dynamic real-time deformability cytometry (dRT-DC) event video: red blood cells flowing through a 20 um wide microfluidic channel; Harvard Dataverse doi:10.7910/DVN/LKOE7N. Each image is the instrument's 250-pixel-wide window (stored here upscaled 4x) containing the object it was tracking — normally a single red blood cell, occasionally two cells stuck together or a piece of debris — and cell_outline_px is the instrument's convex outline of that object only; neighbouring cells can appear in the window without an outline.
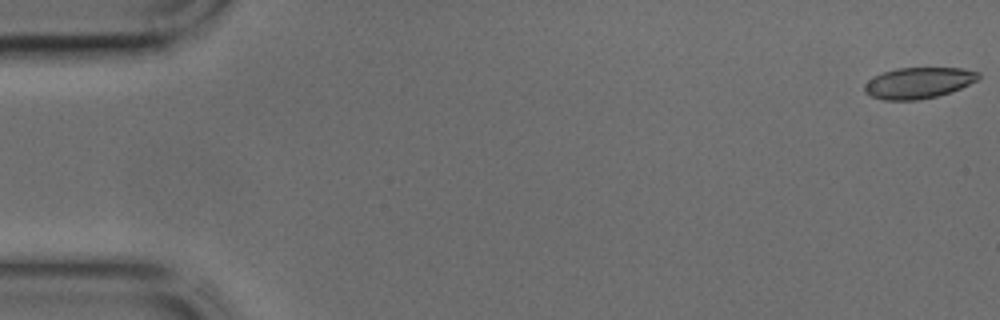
{"species": "common noctule bat (a hibernating species)", "species_latin": "Nyctalus noctula", "temperature_condition": "cold", "stored_images_in_passage": 44, "camera_frame_rate_fps": 3000, "um_per_image_px": 0.085, "animal": {"sex": "male", "body_mass_g": 17.9, "forearm_length_mm": 54.2}, "frame": {"image": 1, "passage_image": 1, "time_ms": 0.0, "image_size_px": [1000, 320], "cell_outline_px": [[980, 76], [976, 80], [960, 88], [936, 96], [916, 100], [884, 100], [872, 96], [864, 92], [864, 84], [868, 80], [884, 72], [896, 68], [960, 68], [980, 72]], "centroid_in_image_um": [78.04, 7.04], "position_along_channel_um": 7.0, "area_um2": 20.35}}
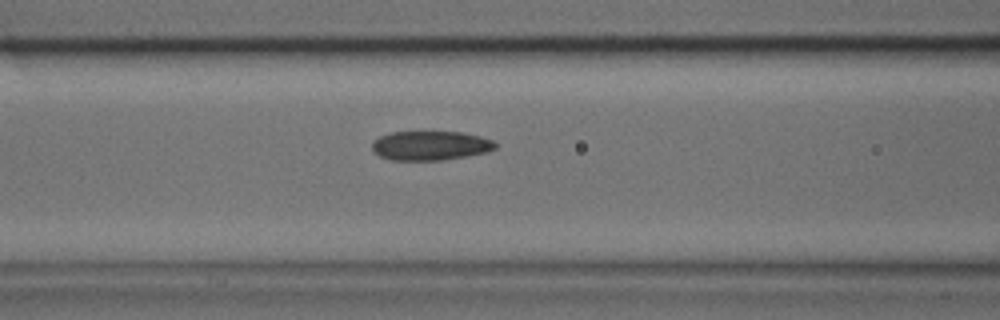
{"frame": {"image": 2, "passage_image": 18, "time_ms": 5.667, "image_size_px": [1000, 320], "cell_outline_px": [[496, 148], [488, 152], [468, 156], [444, 160], [388, 160], [372, 152], [372, 140], [380, 136], [392, 132], [460, 132], [480, 136], [492, 140], [496, 144]], "centroid_in_image_um": [36.56, 12.38], "position_along_channel_um": 130.0, "area_um2": 21.21}}
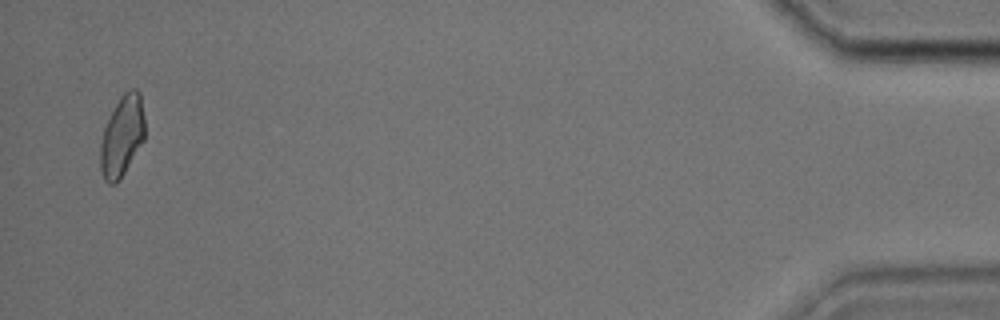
{"frame": {"image": 3, "passage_image": 43, "time_ms": 14.0, "image_size_px": [1000, 320], "cell_outline_px": [[144, 140], [120, 180], [116, 184], [108, 184], [104, 180], [100, 168], [100, 144], [104, 128], [120, 96], [128, 88], [136, 88], [140, 92], [144, 116]], "centroid_in_image_um": [10.38, 11.57], "position_along_channel_um": 424.8, "area_um2": 21.04}}